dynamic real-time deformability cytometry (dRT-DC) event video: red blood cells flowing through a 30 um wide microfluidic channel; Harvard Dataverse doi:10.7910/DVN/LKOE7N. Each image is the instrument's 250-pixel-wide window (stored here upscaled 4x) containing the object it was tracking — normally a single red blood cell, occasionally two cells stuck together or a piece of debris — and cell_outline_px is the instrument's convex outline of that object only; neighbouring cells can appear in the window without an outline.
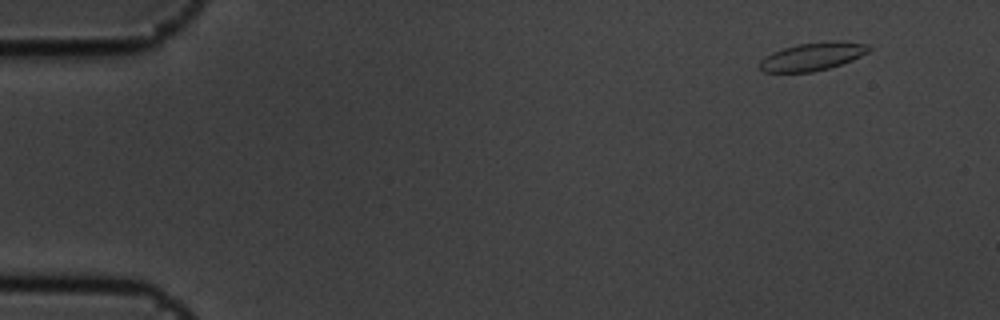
{"species": "common noctule bat (a hibernating species)", "species_latin": "Nyctalus noctula", "temperature_condition": "cold", "stored_images_in_passage": 8, "camera_frame_rate_fps": 3000, "um_per_image_px": 0.085, "animal": {"sex": "male", "body_mass_g": 19.5, "forearm_length_mm": 54.6}, "frame": {"image": 1, "passage_image": 1, "time_ms": 0.0, "image_size_px": [1000, 320], "cell_outline_px": [[872, 48], [868, 52], [852, 60], [828, 68], [812, 72], [764, 72], [760, 68], [760, 60], [764, 56], [772, 52], [796, 44], [836, 40], [868, 44]], "centroid_in_image_um": [69.06, 4.79], "position_along_channel_um": 15.9, "area_um2": 17.8}}
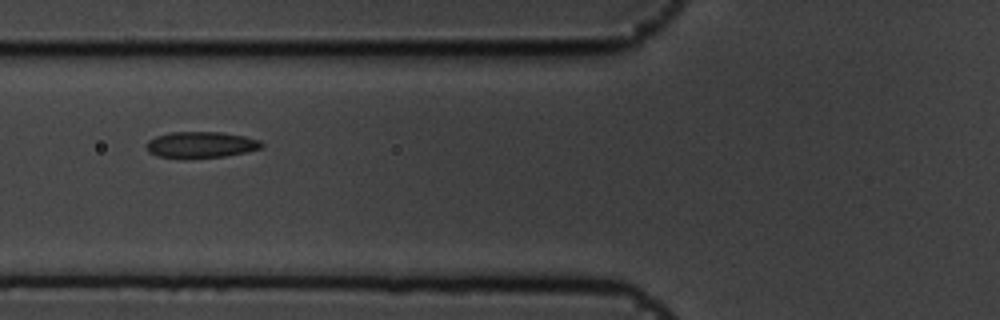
{"frame": {"image": 2, "passage_image": 6, "time_ms": 1.667, "image_size_px": [1000, 320], "cell_outline_px": [[264, 148], [248, 152], [224, 156], [184, 160], [156, 156], [148, 152], [148, 140], [156, 136], [172, 132], [220, 132], [244, 136], [260, 140], [264, 144]], "centroid_in_image_um": [17.09, 12.33], "position_along_channel_um": 108.7, "area_um2": 18.03}}
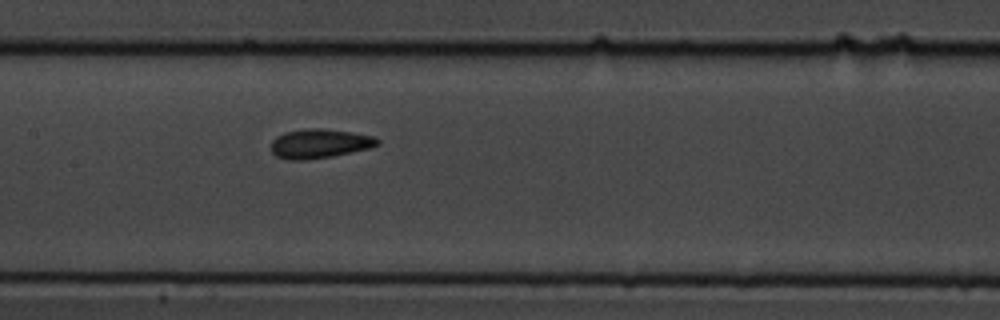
{"frame": {"image": 3, "passage_image": 8, "time_ms": 2.333, "image_size_px": [1000, 320], "cell_outline_px": [[380, 144], [372, 148], [332, 156], [304, 160], [288, 160], [276, 156], [272, 152], [272, 140], [276, 136], [284, 132], [304, 128], [324, 128], [352, 132], [376, 136], [380, 140]], "centroid_in_image_um": [27.2, 12.19], "position_along_channel_um": 180.2, "area_um2": 18.44}}